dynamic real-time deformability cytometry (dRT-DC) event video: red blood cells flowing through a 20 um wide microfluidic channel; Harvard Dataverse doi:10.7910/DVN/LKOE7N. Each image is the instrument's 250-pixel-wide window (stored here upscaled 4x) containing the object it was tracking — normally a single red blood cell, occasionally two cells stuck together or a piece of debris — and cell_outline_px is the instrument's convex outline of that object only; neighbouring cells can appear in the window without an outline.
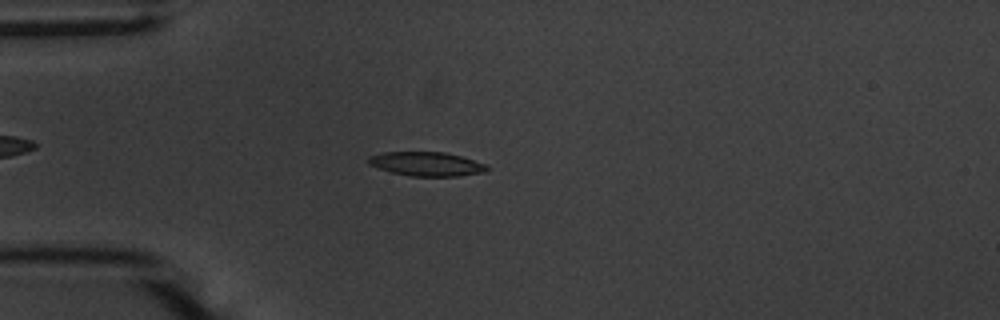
{"species": "common noctule bat (a hibernating species)", "species_latin": "Nyctalus noctula", "temperature_condition": "warm", "stored_images_in_passage": 55, "camera_frame_rate_fps": 3000, "um_per_image_px": 0.085, "animal": {"sex": "male", "body_mass_g": 20.1, "forearm_length_mm": 53.5}, "frame": {"image": 1, "passage_image": 15, "time_ms": 4.667, "image_size_px": [1000, 320], "cell_outline_px": [[488, 168], [484, 172], [456, 176], [412, 176], [392, 172], [368, 164], [368, 156], [384, 152], [444, 152], [460, 156], [484, 164]], "centroid_in_image_um": [36.21, 13.93], "position_along_channel_um": 48.8, "area_um2": 16.3}}
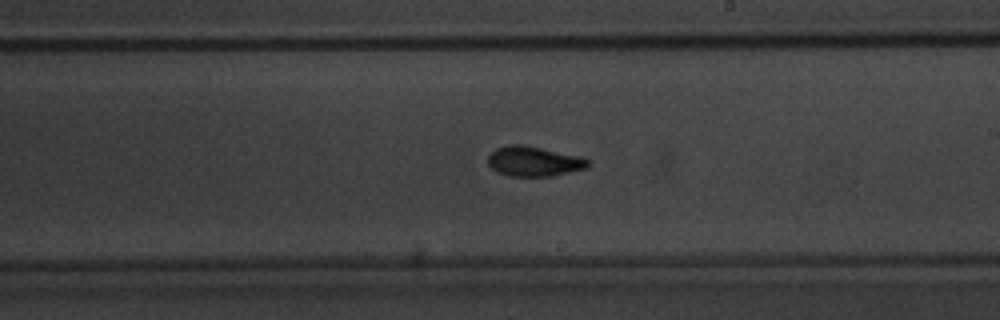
{"frame": {"image": 2, "passage_image": 32, "time_ms": 10.333, "image_size_px": [1000, 320], "cell_outline_px": [[588, 168], [552, 176], [508, 176], [496, 172], [488, 164], [488, 156], [496, 148], [508, 144], [520, 144], [584, 156], [588, 160]], "centroid_in_image_um": [45.39, 13.71], "position_along_channel_um": 243.6, "area_um2": 17.63}}
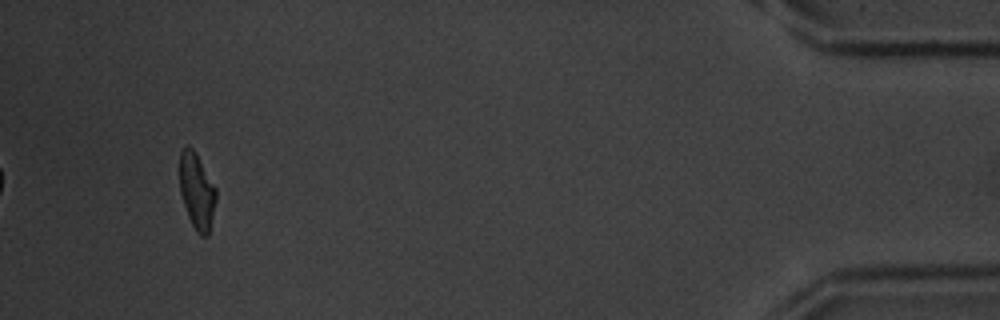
{"frame": {"image": 3, "passage_image": 52, "time_ms": 17.0, "image_size_px": [1000, 320], "cell_outline_px": [[216, 200], [208, 236], [200, 236], [196, 232], [188, 216], [180, 192], [180, 152], [188, 144], [196, 152], [216, 188]], "centroid_in_image_um": [16.73, 16.24], "position_along_channel_um": 418.5, "area_um2": 16.07}, "authors_computed_cell_mechanics": {"area_um2": 16.6464, "velocity_mm_per_s": 3.6763, "shape_relaxation_time_tau1_ms": 2.934, "shape_relaxation_time_tau2_ms": 1.2973, "deformation_change_tau1": 0.135, "deformation_change_tau2": 0.0719}}